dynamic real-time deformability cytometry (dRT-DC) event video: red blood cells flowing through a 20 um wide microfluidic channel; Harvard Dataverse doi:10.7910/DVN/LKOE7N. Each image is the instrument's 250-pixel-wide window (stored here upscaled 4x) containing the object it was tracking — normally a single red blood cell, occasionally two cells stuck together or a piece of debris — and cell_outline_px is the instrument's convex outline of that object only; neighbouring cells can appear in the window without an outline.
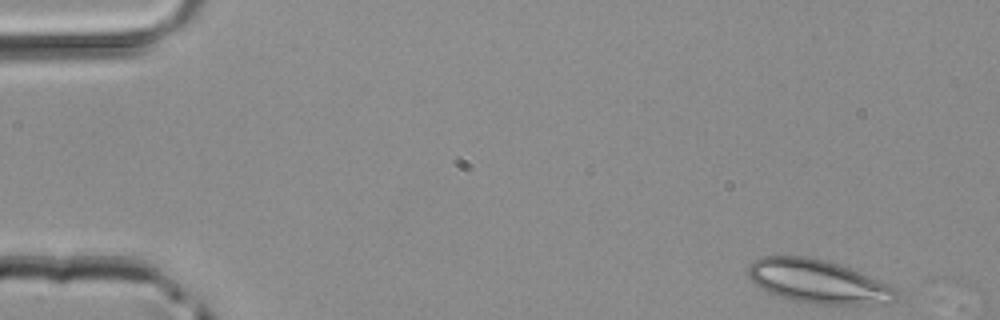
{"species": "common noctule bat (a hibernating species)", "species_latin": "Nyctalus noctula", "temperature_condition": "room temperature", "stored_images_in_passage": 3, "camera_frame_rate_fps": 3000, "um_per_image_px": 0.085, "animal": {"sex": "male", "body_mass_g": 20.4}, "frame": {"image": 1, "passage_image": 1, "time_ms": 0.0, "image_size_px": [1000, 320], "cell_outline_px": [[900, 292], [896, 300], [888, 304], [808, 304], [772, 296], [760, 288], [748, 276], [748, 268], [752, 260], [760, 256], [808, 256], [840, 264], [888, 284], [896, 288]], "centroid_in_image_um": [69.51, 23.94], "position_along_channel_um": 15.5, "area_um2": 38.15}}